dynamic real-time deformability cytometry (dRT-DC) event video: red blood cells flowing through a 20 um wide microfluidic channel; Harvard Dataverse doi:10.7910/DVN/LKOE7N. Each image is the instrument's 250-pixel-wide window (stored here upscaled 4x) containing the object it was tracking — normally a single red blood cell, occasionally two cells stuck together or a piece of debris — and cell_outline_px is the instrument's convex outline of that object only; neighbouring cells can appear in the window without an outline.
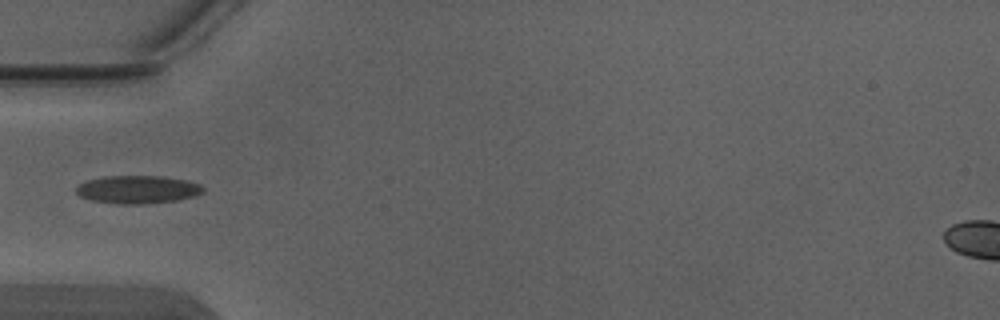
{"species": "Egyptian fruit bat (a non-hibernating species)", "species_latin": "Rousettus aegyptiacus", "temperature_condition": "warm", "stored_images_in_passage": 4, "camera_frame_rate_fps": 3000, "um_per_image_px": 0.085, "animal": {"sex": "male"}, "frame": {"image": 1, "passage_image": 4, "time_ms": 1.0, "image_size_px": [1000, 320], "cell_outline_px": [[204, 192], [196, 196], [176, 200], [144, 204], [120, 204], [92, 200], [80, 196], [76, 192], [76, 188], [80, 184], [88, 180], [104, 176], [160, 176], [188, 180], [200, 184], [204, 188]], "centroid_in_image_um": [11.74, 16.1], "position_along_channel_um": 73.3, "area_um2": 20.69}}